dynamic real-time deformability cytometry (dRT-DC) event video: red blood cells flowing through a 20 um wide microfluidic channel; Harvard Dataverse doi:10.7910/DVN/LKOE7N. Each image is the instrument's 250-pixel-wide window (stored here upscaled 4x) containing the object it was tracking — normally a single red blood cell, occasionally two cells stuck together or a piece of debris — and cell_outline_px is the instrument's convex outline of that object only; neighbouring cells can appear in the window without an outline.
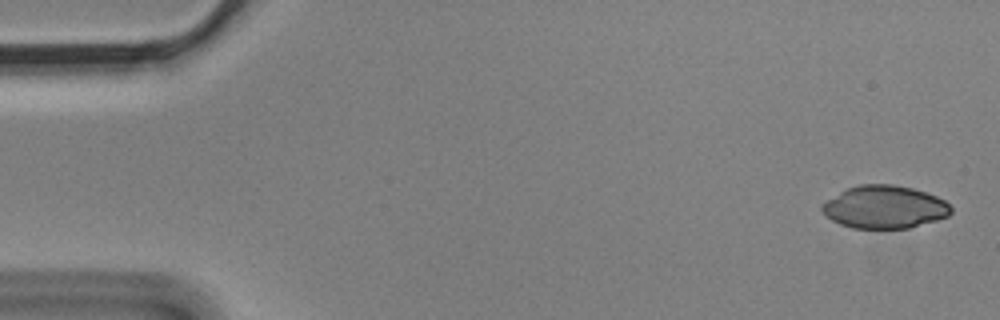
{"species": "Egyptian fruit bat (a non-hibernating species)", "species_latin": "Rousettus aegyptiacus", "temperature_condition": "cold", "stored_images_in_passage": 4, "camera_frame_rate_fps": 3000, "um_per_image_px": 0.085, "animal": {"sex": "male"}, "frame": {"image": 1, "passage_image": 1, "time_ms": 0.0, "image_size_px": [1000, 320], "cell_outline_px": [[952, 212], [948, 216], [936, 220], [908, 228], [852, 228], [840, 224], [832, 220], [820, 208], [820, 204], [840, 192], [848, 188], [860, 184], [892, 184], [912, 188], [936, 196], [944, 200], [952, 208]], "centroid_in_image_um": [75.18, 17.59], "position_along_channel_um": 9.8, "area_um2": 31.96}}
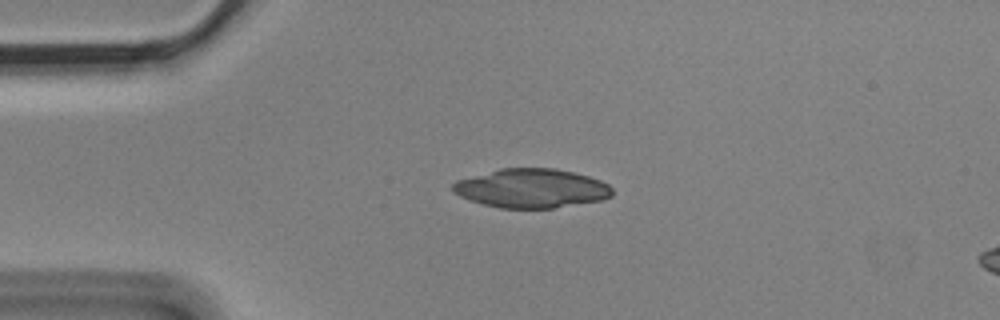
{"frame": {"image": 2, "passage_image": 4, "time_ms": 1.0, "image_size_px": [1000, 320], "cell_outline_px": [[612, 196], [604, 200], [552, 208], [500, 208], [484, 204], [460, 196], [452, 192], [452, 184], [456, 180], [500, 168], [556, 168], [588, 176], [600, 180], [608, 184], [612, 188]], "centroid_in_image_um": [45.18, 16.0], "position_along_channel_um": 39.8, "area_um2": 36.3}}